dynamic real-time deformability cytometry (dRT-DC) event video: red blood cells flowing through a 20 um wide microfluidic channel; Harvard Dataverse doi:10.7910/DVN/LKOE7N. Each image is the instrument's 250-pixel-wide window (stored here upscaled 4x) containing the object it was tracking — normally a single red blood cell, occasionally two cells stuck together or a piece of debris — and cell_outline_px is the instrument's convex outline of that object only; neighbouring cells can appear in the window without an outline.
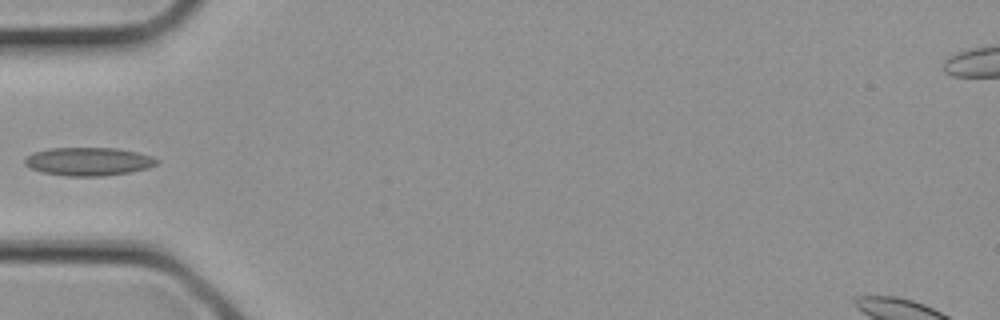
{"species": "common noctule bat (a hibernating species)", "species_latin": "Nyctalus noctula", "temperature_condition": "cold", "stored_images_in_passage": 2, "camera_frame_rate_fps": 3000, "um_per_image_px": 0.085, "animal": {"sex": "female", "body_mass_g": 21.9}, "frame": {"image": 1, "passage_image": 2, "time_ms": 0.333, "image_size_px": [1000, 320], "cell_outline_px": [[160, 164], [148, 168], [128, 172], [104, 176], [64, 176], [44, 172], [32, 168], [24, 164], [24, 160], [32, 152], [48, 148], [116, 148], [136, 152], [152, 156], [160, 160]], "centroid_in_image_um": [7.55, 13.72], "position_along_channel_um": 77.4, "area_um2": 21.79}}